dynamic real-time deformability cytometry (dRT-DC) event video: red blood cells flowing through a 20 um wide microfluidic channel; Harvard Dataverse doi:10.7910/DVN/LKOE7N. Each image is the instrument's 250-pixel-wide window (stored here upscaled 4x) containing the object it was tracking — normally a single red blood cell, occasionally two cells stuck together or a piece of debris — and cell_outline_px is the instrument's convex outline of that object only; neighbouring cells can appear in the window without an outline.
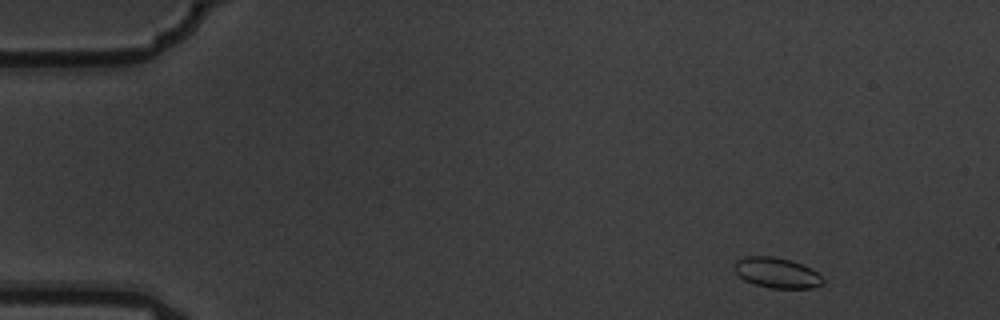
{"species": "common noctule bat (a hibernating species)", "species_latin": "Nyctalus noctula", "temperature_condition": "warm", "stored_images_in_passage": 4, "camera_frame_rate_fps": 3000, "um_per_image_px": 0.085, "animal": {"sex": "male", "body_mass_g": 19.5, "forearm_length_mm": 54.6}, "frame": {"image": 1, "passage_image": 1, "time_ms": 0.0, "image_size_px": [1000, 320], "cell_outline_px": [[824, 284], [812, 288], [772, 288], [756, 284], [744, 280], [732, 268], [736, 260], [744, 256], [772, 256], [792, 260], [812, 268], [824, 276]], "centroid_in_image_um": [66.07, 23.17], "position_along_channel_um": 18.9, "area_um2": 15.95}}